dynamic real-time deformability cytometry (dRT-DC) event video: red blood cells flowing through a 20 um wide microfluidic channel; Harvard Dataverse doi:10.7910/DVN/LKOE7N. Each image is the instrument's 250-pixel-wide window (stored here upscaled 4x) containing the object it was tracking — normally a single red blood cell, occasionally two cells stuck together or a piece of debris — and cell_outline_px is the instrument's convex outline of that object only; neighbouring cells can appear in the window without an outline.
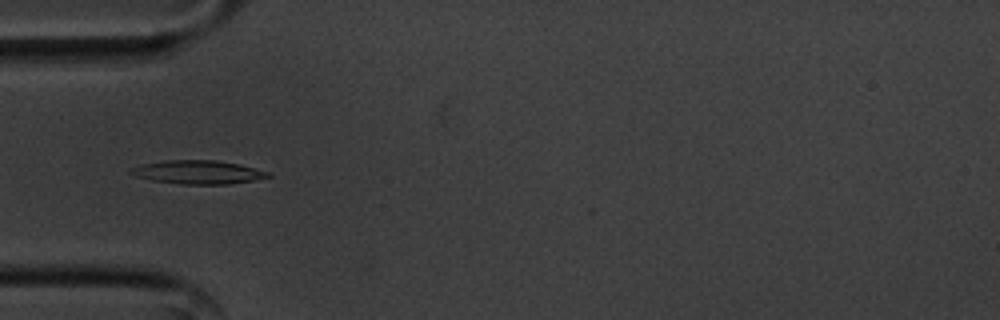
{"species": "common noctule bat (a hibernating species)", "species_latin": "Nyctalus noctula", "temperature_condition": "cold", "stored_images_in_passage": 55, "camera_frame_rate_fps": 3000, "um_per_image_px": 0.085, "animal": {"sex": "male", "body_mass_g": 20.1, "forearm_length_mm": 53.5}, "frame": {"image": 1, "passage_image": 17, "time_ms": 5.333, "image_size_px": [1000, 320], "cell_outline_px": [[272, 176], [252, 180], [228, 184], [180, 184], [152, 180], [136, 176], [128, 172], [128, 168], [140, 164], [164, 160], [216, 160], [240, 164], [268, 172]], "centroid_in_image_um": [16.76, 14.62], "position_along_channel_um": 68.2, "area_um2": 18.84}}
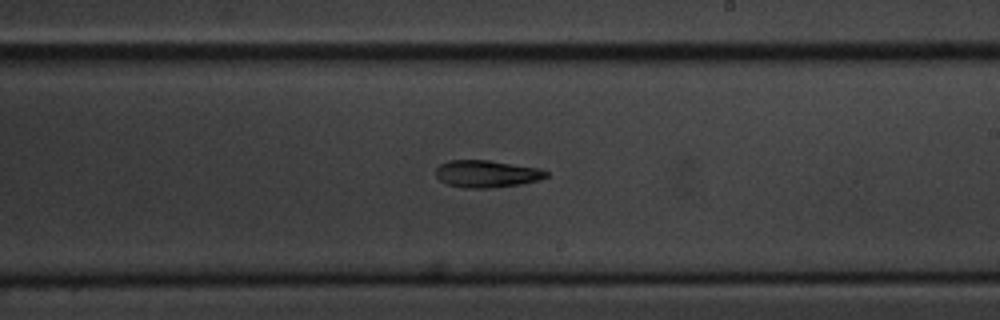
{"frame": {"image": 2, "passage_image": 32, "time_ms": 10.333, "image_size_px": [1000, 320], "cell_outline_px": [[548, 176], [540, 180], [520, 184], [488, 188], [464, 188], [448, 184], [440, 180], [436, 176], [436, 168], [440, 164], [448, 160], [488, 160], [540, 168], [548, 172]], "centroid_in_image_um": [41.37, 14.77], "position_along_channel_um": 247.6, "area_um2": 17.51}}
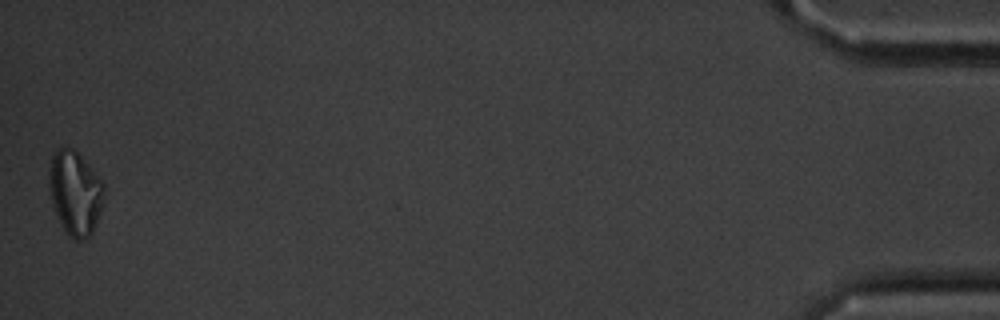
{"frame": {"image": 3, "passage_image": 55, "time_ms": 18.0, "image_size_px": [1000, 320], "cell_outline_px": [[104, 204], [92, 232], [84, 240], [76, 240], [68, 236], [52, 208], [48, 176], [52, 156], [56, 148], [72, 148], [80, 156], [104, 184]], "centroid_in_image_um": [6.37, 16.43], "position_along_channel_um": 428.8, "area_um2": 26.82}, "authors_computed_cell_mechanics": {"area_um2": 18.0914, "velocity_mm_per_s": 3.5796, "shape_relaxation_time_tau1_ms": 4.8693, "shape_relaxation_time_tau2_ms": null, "deformation_change_tau1": 0.1783, "deformation_change_tau2": null}}